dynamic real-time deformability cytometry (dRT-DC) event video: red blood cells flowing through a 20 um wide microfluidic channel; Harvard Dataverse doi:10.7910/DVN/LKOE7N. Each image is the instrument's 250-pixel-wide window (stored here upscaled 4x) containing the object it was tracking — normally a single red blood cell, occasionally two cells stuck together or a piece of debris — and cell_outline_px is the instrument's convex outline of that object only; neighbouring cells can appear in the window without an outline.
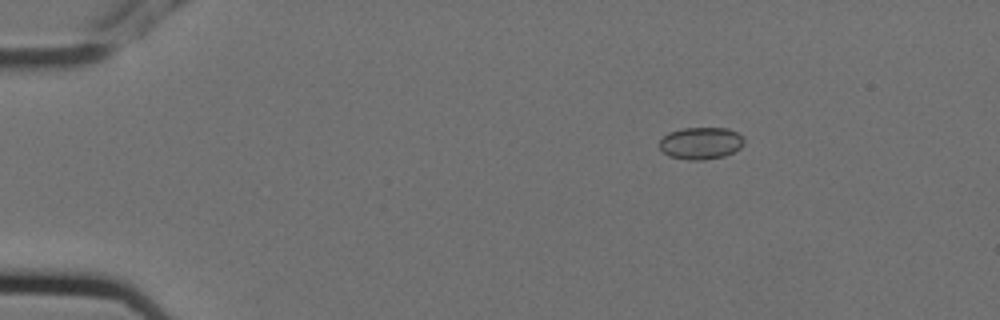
{"species": "Egyptian fruit bat (a non-hibernating species)", "species_latin": "Rousettus aegyptiacus", "temperature_condition": "cold", "stored_images_in_passage": 6, "camera_frame_rate_fps": 3000, "um_per_image_px": 0.085, "animal": {"sex": "female"}, "frame": {"image": 1, "passage_image": 3, "time_ms": 0.667, "image_size_px": [1000, 320], "cell_outline_px": [[744, 144], [740, 148], [724, 156], [704, 160], [688, 160], [668, 156], [660, 148], [660, 140], [668, 132], [684, 128], [728, 128], [744, 136]], "centroid_in_image_um": [59.58, 12.17], "position_along_channel_um": 25.4, "area_um2": 15.9}}
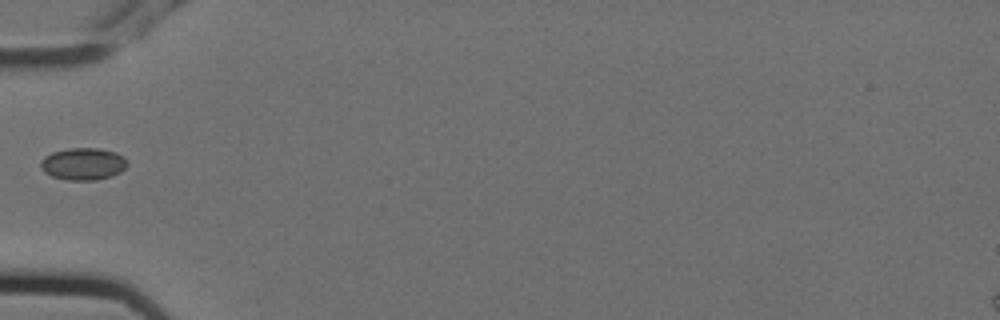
{"frame": {"image": 2, "passage_image": 6, "time_ms": 1.667, "image_size_px": [1000, 320], "cell_outline_px": [[128, 164], [120, 172], [112, 176], [96, 180], [68, 180], [52, 176], [44, 172], [40, 168], [40, 160], [44, 156], [52, 152], [68, 148], [100, 148], [116, 152]], "centroid_in_image_um": [7.02, 13.93], "position_along_channel_um": 78.0, "area_um2": 16.24}}